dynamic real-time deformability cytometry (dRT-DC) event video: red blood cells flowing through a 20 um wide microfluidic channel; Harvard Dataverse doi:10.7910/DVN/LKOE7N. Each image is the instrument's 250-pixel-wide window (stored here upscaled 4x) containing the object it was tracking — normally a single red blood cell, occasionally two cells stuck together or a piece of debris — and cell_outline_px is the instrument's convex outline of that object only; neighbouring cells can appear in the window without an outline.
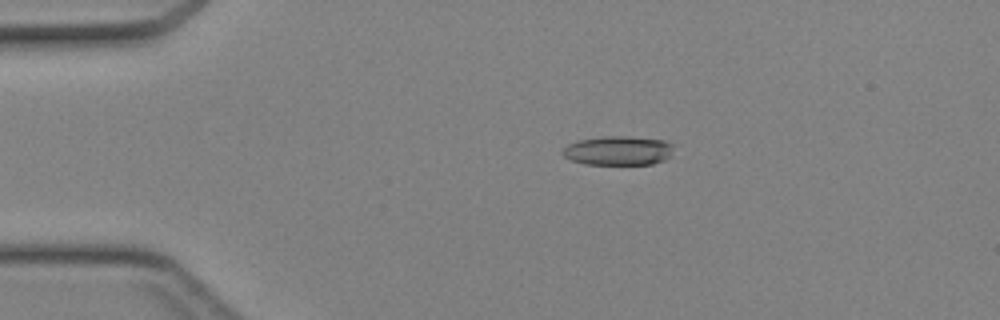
{"species": "Egyptian fruit bat (a non-hibernating species)", "species_latin": "Rousettus aegyptiacus", "temperature_condition": "cold", "stored_images_in_passage": 36, "camera_frame_rate_fps": 3000, "um_per_image_px": 0.085, "animal": {"sex": "female"}, "frame": {"image": 1, "passage_image": 1, "time_ms": 0.0, "image_size_px": [1000, 320], "cell_outline_px": [[672, 156], [664, 160], [652, 164], [584, 164], [572, 160], [564, 156], [560, 152], [568, 144], [580, 140], [608, 136], [624, 136], [664, 140], [672, 144]], "centroid_in_image_um": [52.56, 12.81], "position_along_channel_um": 32.4, "area_um2": 18.79}}
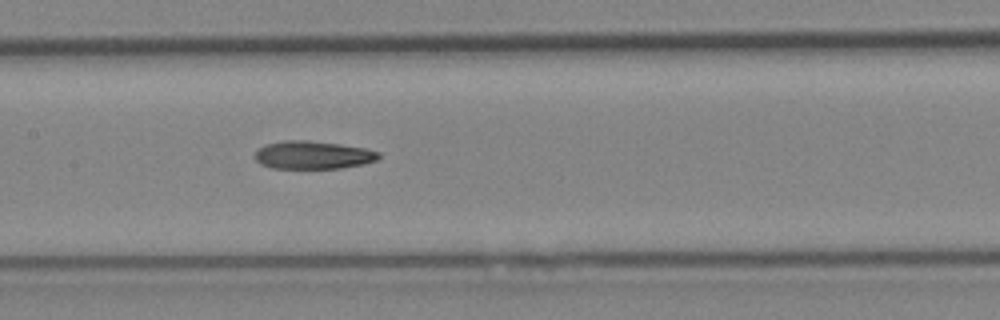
{"frame": {"image": 2, "passage_image": 14, "time_ms": 4.333, "image_size_px": [1000, 320], "cell_outline_px": [[380, 156], [376, 160], [364, 164], [340, 168], [272, 168], [260, 164], [256, 160], [256, 152], [264, 144], [284, 140], [308, 140], [340, 144], [364, 148], [380, 152]], "centroid_in_image_um": [26.6, 13.17], "position_along_channel_um": 180.8, "area_um2": 20.17}}
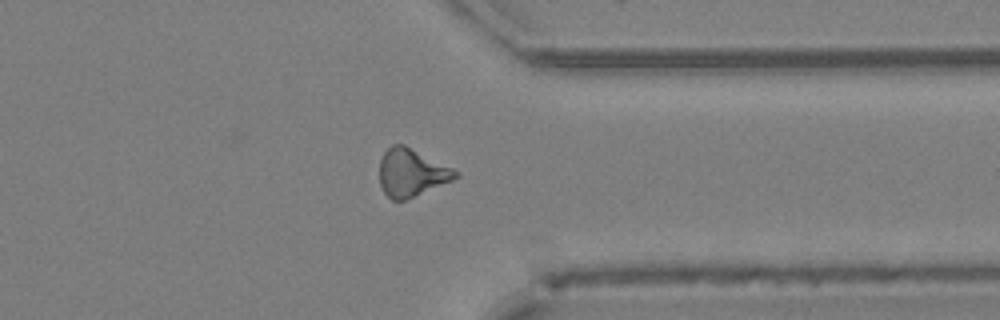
{"frame": {"image": 3, "passage_image": 27, "time_ms": 8.667, "image_size_px": [1000, 320], "cell_outline_px": [[460, 176], [452, 180], [404, 200], [392, 200], [384, 192], [380, 184], [380, 160], [384, 152], [392, 144], [404, 144], [460, 172]], "centroid_in_image_um": [34.96, 14.66], "position_along_channel_um": 376.4, "area_um2": 20.81}}